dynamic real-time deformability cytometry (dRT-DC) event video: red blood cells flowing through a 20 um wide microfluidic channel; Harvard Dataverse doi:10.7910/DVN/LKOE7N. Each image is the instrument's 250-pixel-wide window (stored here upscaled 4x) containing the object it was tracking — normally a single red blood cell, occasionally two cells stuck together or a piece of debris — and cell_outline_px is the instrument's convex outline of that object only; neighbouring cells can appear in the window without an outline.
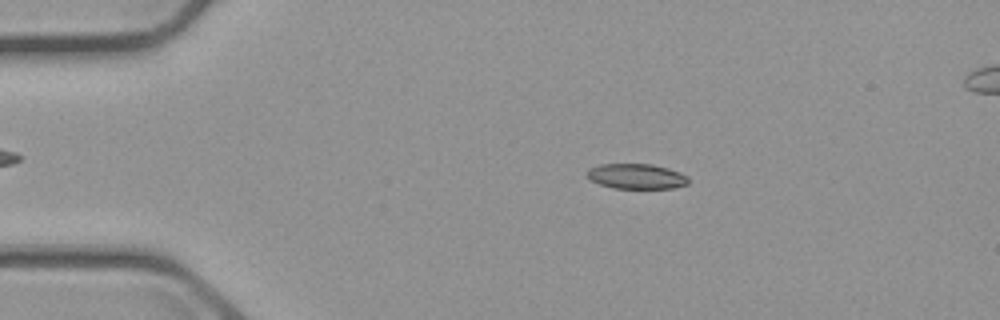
{"species": "common noctule bat (a hibernating species)", "species_latin": "Nyctalus noctula", "temperature_condition": "cold", "stored_images_in_passage": 18, "camera_frame_rate_fps": 3000, "um_per_image_px": 0.085, "animal": {"sex": "male", "body_mass_g": 23.1, "forearm_length_mm": 52.7}, "frame": {"image": 1, "passage_image": 11, "time_ms": 3.333, "image_size_px": [1000, 320], "cell_outline_px": [[688, 184], [672, 188], [612, 188], [600, 184], [584, 176], [584, 172], [588, 168], [600, 164], [652, 164], [668, 168], [680, 172], [688, 176]], "centroid_in_image_um": [54.05, 14.98], "position_along_channel_um": 30.9, "area_um2": 15.03}}